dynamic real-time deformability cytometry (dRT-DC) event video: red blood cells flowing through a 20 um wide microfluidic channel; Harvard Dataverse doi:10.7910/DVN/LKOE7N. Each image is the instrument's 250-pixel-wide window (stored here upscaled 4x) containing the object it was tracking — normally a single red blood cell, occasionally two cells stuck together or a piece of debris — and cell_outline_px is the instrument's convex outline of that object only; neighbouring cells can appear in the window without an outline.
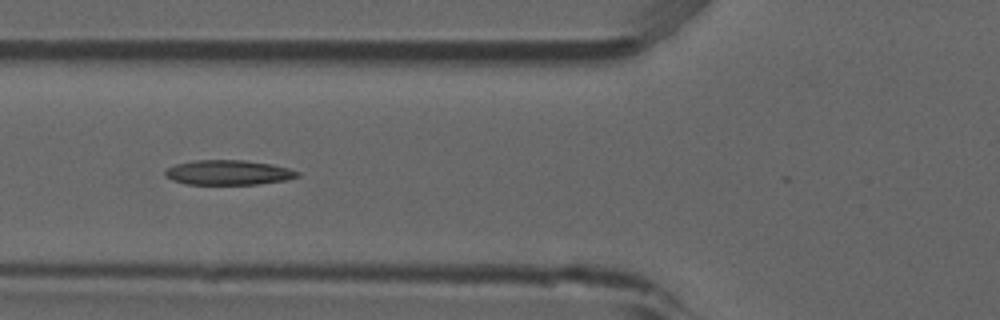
{"species": "common noctule bat (a hibernating species)", "species_latin": "Nyctalus noctula", "temperature_condition": "room temperature", "stored_images_in_passage": 34, "camera_frame_rate_fps": 3000, "um_per_image_px": 0.085, "animal": {"sex": "male", "forearm_length_mm": 52.5}, "frame": {"image": 1, "passage_image": 6, "time_ms": 1.667, "image_size_px": [1000, 320], "cell_outline_px": [[300, 176], [288, 180], [260, 184], [184, 184], [172, 180], [164, 176], [164, 168], [176, 164], [196, 160], [244, 160], [272, 164], [288, 168], [300, 172]], "centroid_in_image_um": [19.4, 14.67], "position_along_channel_um": 106.4, "area_um2": 19.36}, "authors_computed_cell_mechanics": {"area_um2": 19.0162, "velocity_mm_per_s": 3.8685, "shape_relaxation_time_tau1_ms": null, "shape_relaxation_time_tau2_ms": 5.6941, "deformation_change_tau1": null, "deformation_change_tau2": 0.1504}}